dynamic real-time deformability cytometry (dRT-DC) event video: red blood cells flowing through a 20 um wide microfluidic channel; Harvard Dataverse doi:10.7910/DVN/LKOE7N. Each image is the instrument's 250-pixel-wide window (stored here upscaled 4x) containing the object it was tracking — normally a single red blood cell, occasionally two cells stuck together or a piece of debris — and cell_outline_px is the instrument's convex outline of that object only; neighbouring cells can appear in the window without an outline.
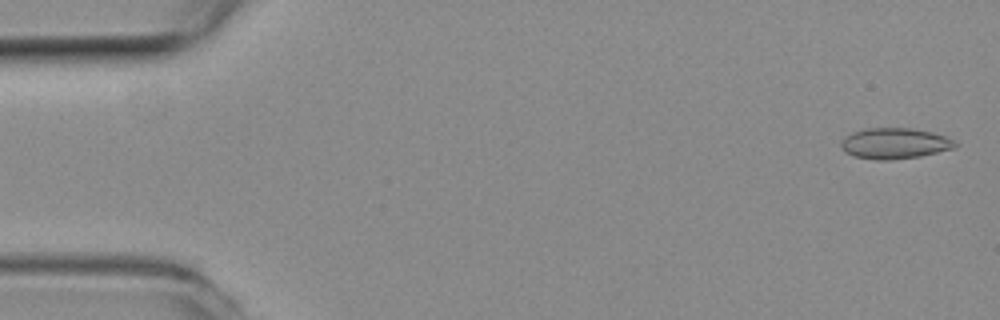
{"species": "common noctule bat (a hibernating species)", "species_latin": "Nyctalus noctula", "temperature_condition": "room temperature", "stored_images_in_passage": 56, "camera_frame_rate_fps": 3000, "um_per_image_px": 0.085, "animal": {"sex": "female", "body_mass_g": 19.3, "forearm_length_mm": 54.1}, "frame": {"image": 1, "passage_image": 2, "time_ms": 0.333, "image_size_px": [1000, 320], "cell_outline_px": [[960, 144], [956, 148], [920, 156], [888, 160], [876, 160], [852, 156], [844, 152], [840, 148], [840, 144], [844, 136], [852, 132], [864, 128], [912, 128], [932, 132], [944, 136]], "centroid_in_image_um": [76.01, 12.19], "position_along_channel_um": 9.0, "area_um2": 20.75}}
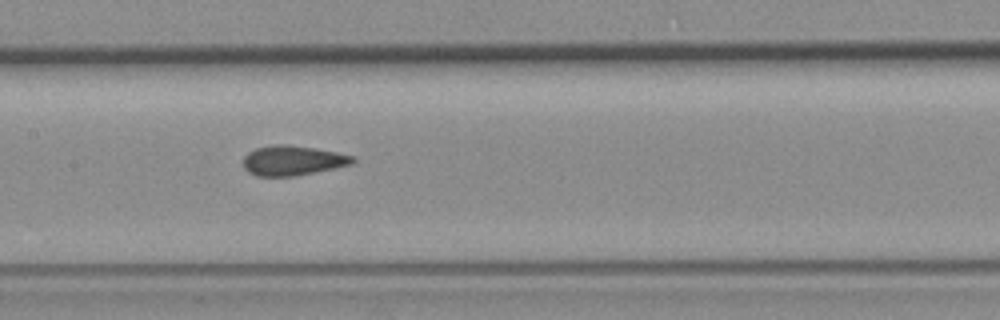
{"frame": {"image": 2, "passage_image": 27, "time_ms": 8.667, "image_size_px": [1000, 320], "cell_outline_px": [[356, 160], [352, 164], [336, 168], [296, 176], [256, 176], [248, 172], [244, 168], [244, 156], [248, 152], [256, 148], [272, 144], [284, 144], [316, 148], [336, 152], [352, 156]], "centroid_in_image_um": [24.87, 13.64], "position_along_channel_um": 182.5, "area_um2": 19.13}}
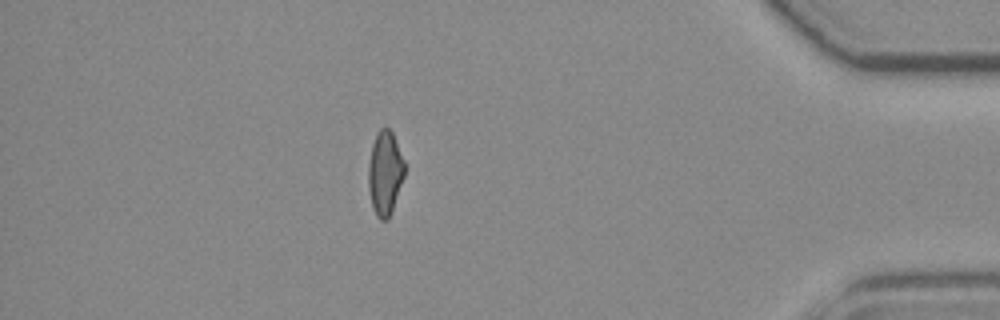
{"frame": {"image": 3, "passage_image": 49, "time_ms": 16.0, "image_size_px": [1000, 320], "cell_outline_px": [[404, 176], [392, 212], [388, 220], [380, 220], [376, 216], [372, 208], [368, 188], [368, 164], [372, 144], [376, 132], [380, 128], [388, 128], [392, 132], [404, 160]], "centroid_in_image_um": [32.71, 14.73], "position_along_channel_um": 402.5, "area_um2": 17.92}, "authors_computed_cell_mechanics": {"area_um2": 19.074, "velocity_mm_per_s": 3.6569, "shape_relaxation_time_tau1_ms": null, "shape_relaxation_time_tau2_ms": 1.806, "deformation_change_tau1": null, "deformation_change_tau2": 0.0817}}